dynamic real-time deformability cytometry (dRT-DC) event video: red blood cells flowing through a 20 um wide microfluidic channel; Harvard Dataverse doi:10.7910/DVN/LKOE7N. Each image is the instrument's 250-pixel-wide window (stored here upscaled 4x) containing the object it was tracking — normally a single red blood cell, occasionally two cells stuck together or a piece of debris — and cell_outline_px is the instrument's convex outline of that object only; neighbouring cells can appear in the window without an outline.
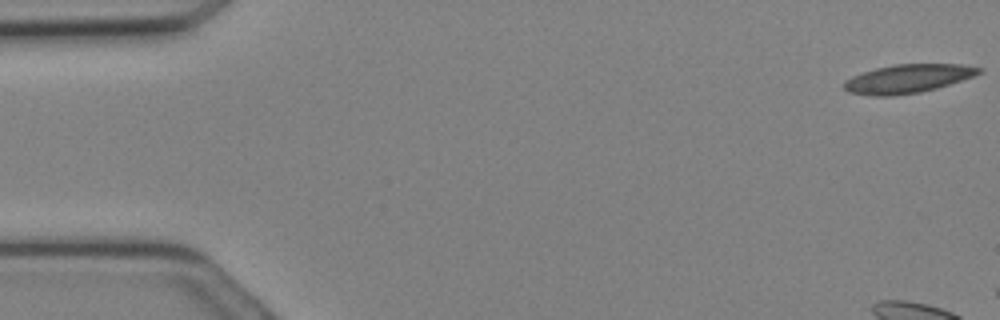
{"species": "Egyptian fruit bat (a non-hibernating species)", "species_latin": "Rousettus aegyptiacus", "temperature_condition": "cold", "stored_images_in_passage": 5, "camera_frame_rate_fps": 3000, "um_per_image_px": 0.085, "animal": {"sex": "female"}, "frame": {"image": 1, "passage_image": 1, "time_ms": 0.0, "image_size_px": [1000, 320], "cell_outline_px": [[984, 72], [936, 88], [920, 92], [892, 96], [872, 96], [848, 92], [844, 88], [844, 80], [852, 76], [876, 68], [896, 64], [960, 64], [984, 68]], "centroid_in_image_um": [77.15, 6.69], "position_along_channel_um": 7.8, "area_um2": 22.37}}